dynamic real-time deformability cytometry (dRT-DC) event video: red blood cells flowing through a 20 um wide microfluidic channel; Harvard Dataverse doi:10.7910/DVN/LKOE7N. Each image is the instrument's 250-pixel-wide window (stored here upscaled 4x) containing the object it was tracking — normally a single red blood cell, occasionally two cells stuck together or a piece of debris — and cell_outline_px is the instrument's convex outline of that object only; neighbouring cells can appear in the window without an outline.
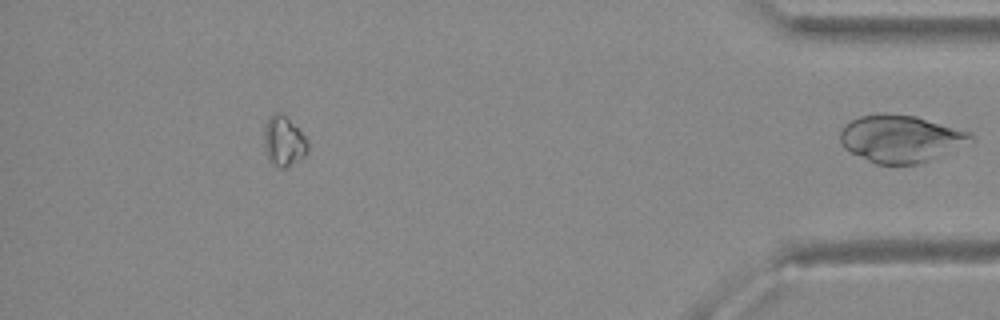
{"species": "Egyptian fruit bat (a non-hibernating species)", "species_latin": "Rousettus aegyptiacus", "temperature_condition": "warm", "stored_images_in_passage": 40, "segment_of_instrument_passage": [3, 3], "camera_frame_rate_fps": 3000, "um_per_image_px": 0.085, "animal": {"sex": "female"}, "frame": {"image": 1, "passage_image": 40, "time_ms": 13.0, "image_size_px": [1000, 320], "cell_outline_px": [[972, 144], [916, 164], [876, 164], [848, 152], [844, 148], [840, 140], [840, 132], [844, 124], [860, 116], [884, 112], [916, 116], [968, 132], [972, 136]], "centroid_in_image_um": [76.52, 11.78], "position_along_channel_um": 358.7, "area_um2": 36.01}}